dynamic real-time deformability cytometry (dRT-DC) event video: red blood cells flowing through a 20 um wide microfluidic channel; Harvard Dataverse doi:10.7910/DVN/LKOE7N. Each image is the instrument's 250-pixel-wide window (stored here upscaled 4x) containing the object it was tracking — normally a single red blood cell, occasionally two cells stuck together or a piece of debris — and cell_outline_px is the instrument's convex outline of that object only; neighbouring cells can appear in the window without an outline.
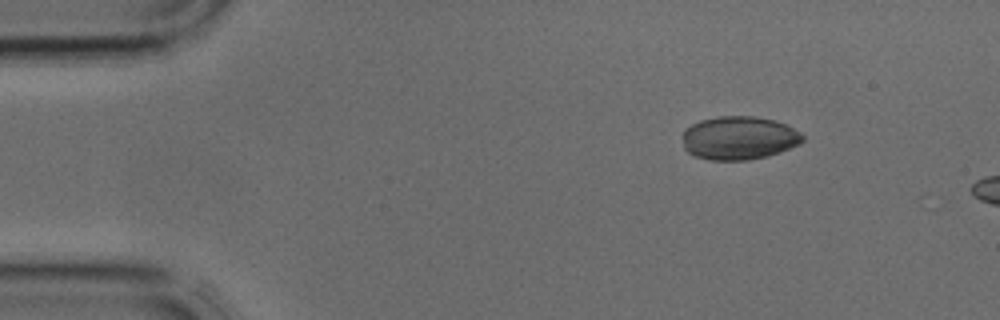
{"species": "common noctule bat (a hibernating species)", "species_latin": "Nyctalus noctula", "temperature_condition": "cold", "stored_images_in_passage": 2, "camera_frame_rate_fps": 3000, "um_per_image_px": 0.085, "animal": {"sex": "male", "body_mass_g": 17.9, "forearm_length_mm": 54.2}, "frame": {"image": 1, "passage_image": 1, "time_ms": 0.0, "image_size_px": [1000, 320], "cell_outline_px": [[804, 140], [800, 144], [780, 152], [768, 156], [748, 160], [708, 160], [696, 156], [688, 152], [684, 148], [684, 128], [700, 120], [716, 116], [752, 116], [776, 120], [800, 132], [804, 136]], "centroid_in_image_um": [62.82, 11.73], "position_along_channel_um": 22.2, "area_um2": 30.52}}